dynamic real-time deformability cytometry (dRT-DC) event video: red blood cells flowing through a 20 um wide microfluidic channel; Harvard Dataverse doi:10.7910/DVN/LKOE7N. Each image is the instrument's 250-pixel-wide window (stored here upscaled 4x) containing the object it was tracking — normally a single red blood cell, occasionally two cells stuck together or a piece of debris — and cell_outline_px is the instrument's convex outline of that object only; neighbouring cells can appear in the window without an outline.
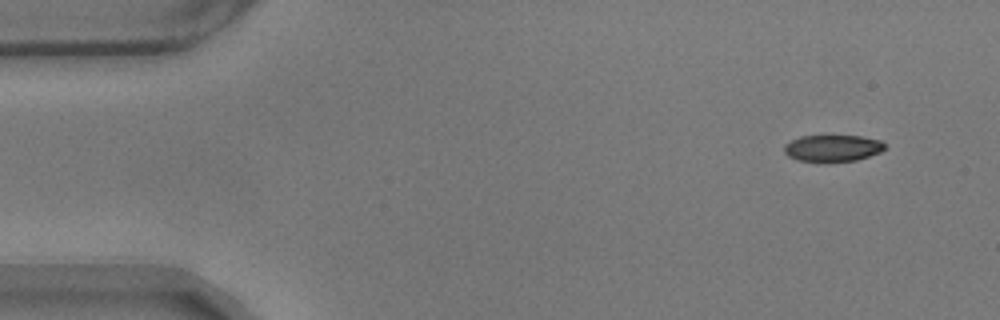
{"species": "common noctule bat (a hibernating species)", "species_latin": "Nyctalus noctula", "temperature_condition": "warm", "stored_images_in_passage": 53, "camera_frame_rate_fps": 3000, "um_per_image_px": 0.085, "animal": {"sex": "male", "body_mass_g": 17.9}, "frame": {"image": 1, "passage_image": 1, "time_ms": 0.0, "image_size_px": [1000, 320], "cell_outline_px": [[884, 148], [880, 152], [856, 160], [828, 164], [816, 164], [796, 160], [788, 156], [784, 152], [784, 144], [800, 136], [860, 136], [880, 140], [884, 144]], "centroid_in_image_um": [70.7, 12.64], "position_along_channel_um": 14.3, "area_um2": 16.18}}
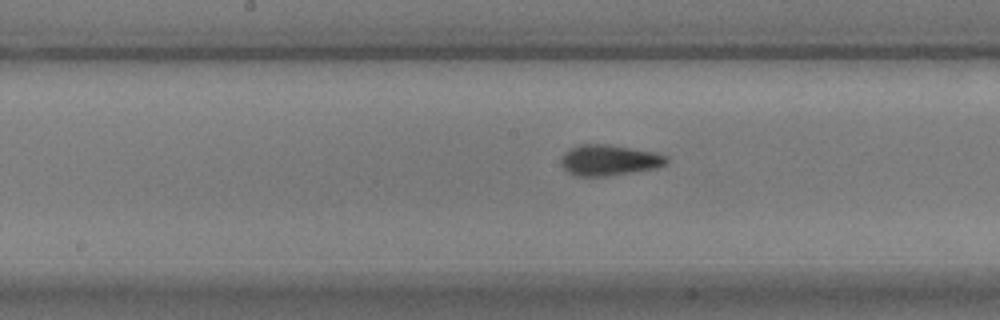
{"frame": {"image": 2, "passage_image": 25, "time_ms": 8.0, "image_size_px": [1000, 320], "cell_outline_px": [[668, 164], [656, 168], [608, 176], [576, 176], [568, 172], [560, 164], [560, 160], [564, 152], [580, 144], [604, 144], [656, 152], [668, 156]], "centroid_in_image_um": [51.79, 13.62], "position_along_channel_um": 196.4, "area_um2": 18.96}}
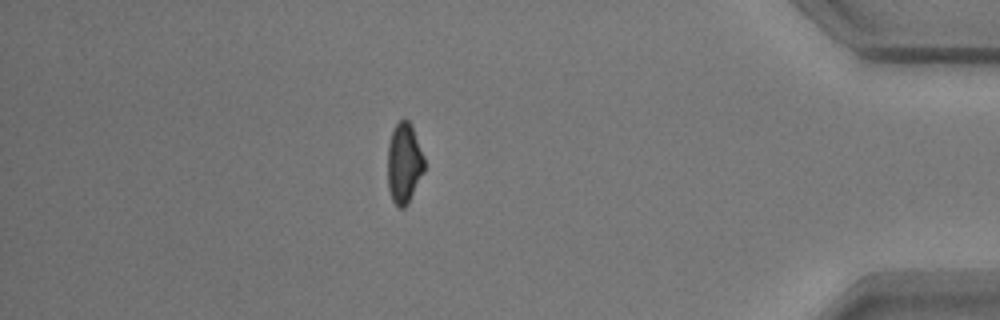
{"frame": {"image": 3, "passage_image": 46, "time_ms": 15.0, "image_size_px": [1000, 320], "cell_outline_px": [[424, 172], [408, 204], [404, 208], [400, 208], [392, 200], [388, 188], [388, 144], [392, 132], [396, 124], [404, 116], [412, 124], [424, 156]], "centroid_in_image_um": [34.36, 13.85], "position_along_channel_um": 400.8, "area_um2": 17.4}, "authors_computed_cell_mechanics": {"area_um2": 17.918, "velocity_mm_per_s": 3.5292, "shape_relaxation_time_tau1_ms": 9.1345, "shape_relaxation_time_tau2_ms": 1.0402, "deformation_change_tau1": 0.1963, "deformation_change_tau2": 0.0532}}